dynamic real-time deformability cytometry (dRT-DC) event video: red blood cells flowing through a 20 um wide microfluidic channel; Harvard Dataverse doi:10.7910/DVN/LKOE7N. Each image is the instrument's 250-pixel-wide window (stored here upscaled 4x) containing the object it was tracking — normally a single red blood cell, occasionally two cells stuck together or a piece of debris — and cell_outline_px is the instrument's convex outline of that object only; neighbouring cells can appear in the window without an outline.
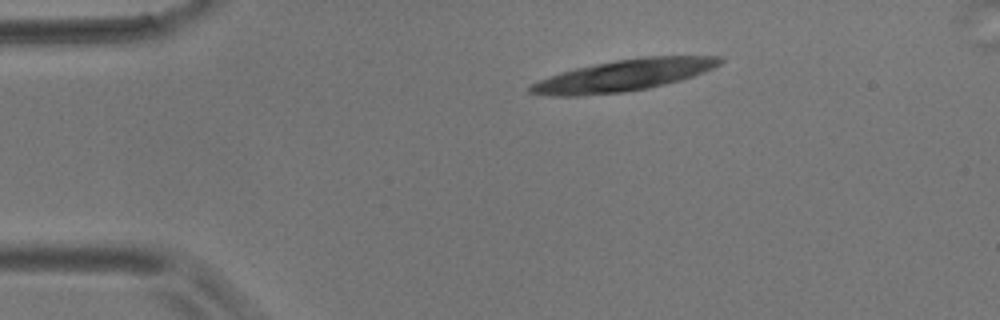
{"species": "common noctule bat (a hibernating species)", "species_latin": "Nyctalus noctula", "temperature_condition": "room temperature", "stored_images_in_passage": 5, "camera_frame_rate_fps": 3000, "um_per_image_px": 0.085, "animal": {"sex": "male", "body_mass_g": 17.9}, "frame": {"image": 1, "passage_image": 3, "time_ms": 2.667, "image_size_px": [1000, 320], "cell_outline_px": [[724, 60], [720, 64], [704, 72], [680, 80], [648, 88], [624, 92], [580, 96], [552, 96], [528, 92], [528, 88], [532, 84], [540, 80], [560, 72], [576, 68], [616, 60], [640, 56], [720, 56]], "centroid_in_image_um": [53.02, 6.41], "position_along_channel_um": 32.0, "area_um2": 34.56}}